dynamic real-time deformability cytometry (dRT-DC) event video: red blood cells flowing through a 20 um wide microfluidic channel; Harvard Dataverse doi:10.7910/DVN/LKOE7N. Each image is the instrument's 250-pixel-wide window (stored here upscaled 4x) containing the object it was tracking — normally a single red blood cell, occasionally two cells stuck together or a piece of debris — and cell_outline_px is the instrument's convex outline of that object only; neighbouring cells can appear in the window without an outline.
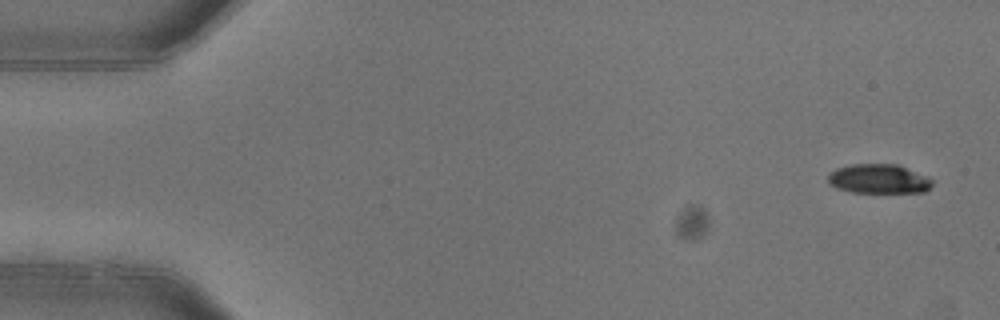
{"species": "common noctule bat (a hibernating species)", "species_latin": "Nyctalus noctula", "temperature_condition": "warm", "stored_images_in_passage": 4, "camera_frame_rate_fps": 3000, "um_per_image_px": 0.085, "animal": {"sex": "female"}, "frame": {"image": 1, "passage_image": 1, "time_ms": 0.0, "image_size_px": [1000, 320], "cell_outline_px": [[932, 184], [924, 192], [852, 192], [836, 188], [828, 184], [828, 176], [836, 168], [852, 164], [896, 164], [924, 176], [932, 180]], "centroid_in_image_um": [74.63, 15.21], "position_along_channel_um": 10.4, "area_um2": 17.51}}
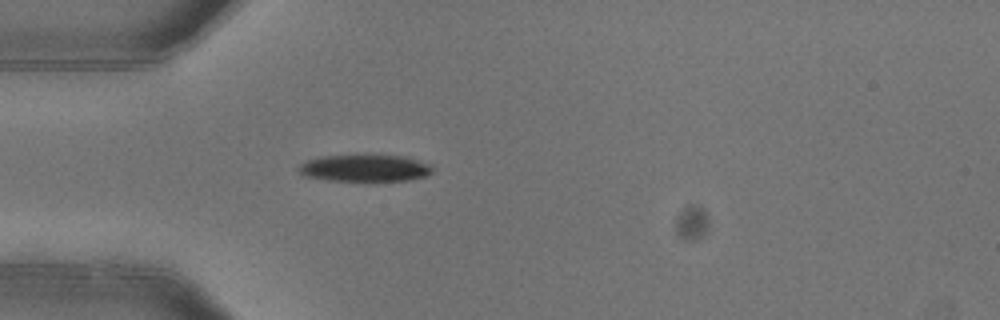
{"frame": {"image": 2, "passage_image": 4, "time_ms": 1.0, "image_size_px": [1000, 320], "cell_outline_px": [[432, 172], [428, 176], [408, 180], [328, 180], [304, 176], [296, 168], [300, 164], [308, 160], [320, 156], [404, 156], [432, 164]], "centroid_in_image_um": [31.03, 14.29], "position_along_channel_um": 54.0, "area_um2": 20.69}}